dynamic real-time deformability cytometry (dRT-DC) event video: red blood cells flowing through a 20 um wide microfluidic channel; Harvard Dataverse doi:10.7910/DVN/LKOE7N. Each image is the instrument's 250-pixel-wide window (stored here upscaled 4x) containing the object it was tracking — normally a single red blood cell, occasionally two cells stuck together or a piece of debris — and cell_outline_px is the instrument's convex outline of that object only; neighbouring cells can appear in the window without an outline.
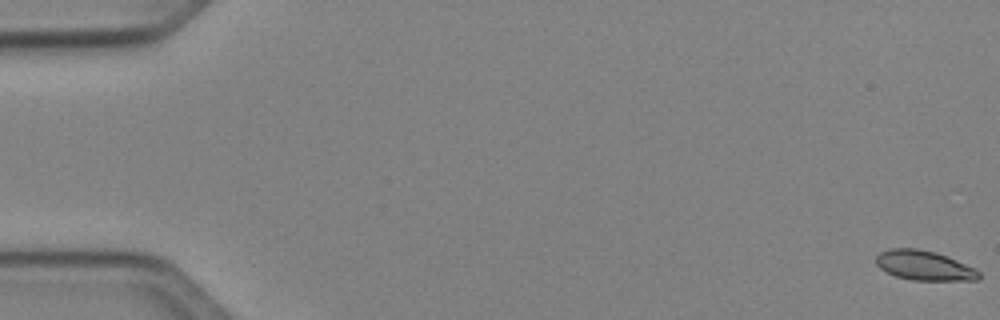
{"species": "Egyptian fruit bat (a non-hibernating species)", "species_latin": "Rousettus aegyptiacus", "temperature_condition": "cold", "stored_images_in_passage": 8, "camera_frame_rate_fps": 3000, "um_per_image_px": 0.085, "animal": {"sex": "female"}, "frame": {"image": 1, "passage_image": 1, "time_ms": 0.0, "image_size_px": [1000, 320], "cell_outline_px": [[980, 276], [976, 280], [912, 280], [896, 276], [880, 268], [876, 264], [876, 256], [880, 252], [888, 248], [916, 248], [936, 252], [948, 256], [976, 268], [980, 272]], "centroid_in_image_um": [78.57, 22.55], "position_along_channel_um": 6.4, "area_um2": 17.86}}
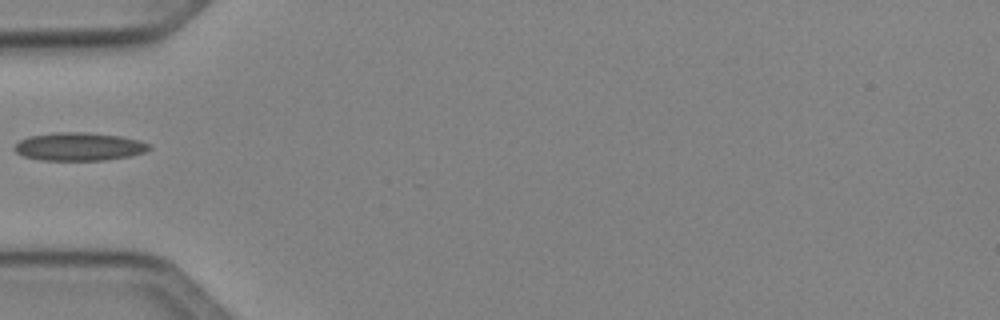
{"frame": {"image": 2, "passage_image": 4, "time_ms": 1.0, "image_size_px": [1000, 320], "cell_outline_px": [[152, 148], [144, 152], [132, 156], [104, 160], [40, 160], [24, 156], [16, 152], [12, 148], [20, 140], [28, 136], [56, 132], [84, 132], [120, 136], [140, 140], [152, 144]], "centroid_in_image_um": [6.75, 12.46], "position_along_channel_um": 78.3, "area_um2": 22.25}}
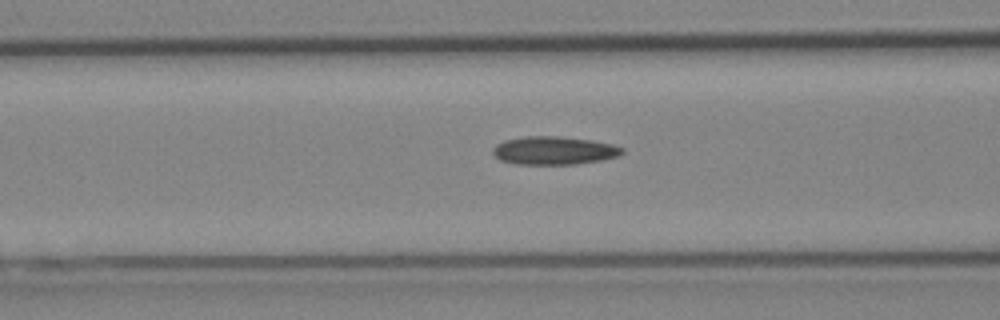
{"frame": {"image": 3, "passage_image": 7, "time_ms": 2.0, "image_size_px": [1000, 320], "cell_outline_px": [[624, 152], [616, 156], [600, 160], [576, 164], [516, 164], [500, 160], [492, 152], [492, 148], [496, 144], [504, 140], [524, 136], [556, 136], [592, 140], [612, 144], [624, 148]], "centroid_in_image_um": [47.06, 12.79], "position_along_channel_um": 119.5, "area_um2": 21.21}}